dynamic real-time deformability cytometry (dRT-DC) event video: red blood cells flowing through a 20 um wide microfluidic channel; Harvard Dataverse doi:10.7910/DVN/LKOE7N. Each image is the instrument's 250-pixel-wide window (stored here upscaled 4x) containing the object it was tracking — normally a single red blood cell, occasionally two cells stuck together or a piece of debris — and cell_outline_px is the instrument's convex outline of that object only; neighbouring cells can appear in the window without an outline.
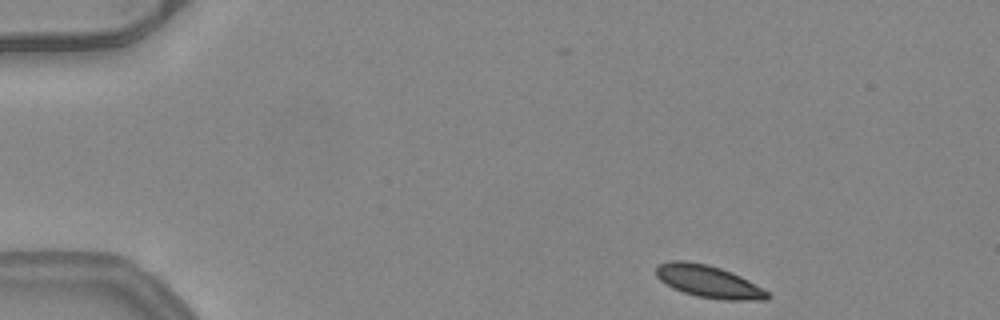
{"species": "common noctule bat (a hibernating species)", "species_latin": "Nyctalus noctula", "temperature_condition": "warm", "stored_images_in_passage": 45, "camera_frame_rate_fps": 3000, "um_per_image_px": 0.085, "animal": {"sex": "female", "body_mass_g": 24.6, "forearm_length_mm": 56.2}, "frame": {"image": 1, "passage_image": 1, "time_ms": 0.0, "image_size_px": [1000, 320], "cell_outline_px": [[772, 296], [768, 300], [724, 300], [696, 296], [672, 288], [660, 280], [656, 276], [656, 268], [660, 264], [672, 260], [688, 260], [708, 264], [732, 272], [748, 280], [768, 292]], "centroid_in_image_um": [60.23, 23.93], "position_along_channel_um": 24.8, "area_um2": 21.04}}
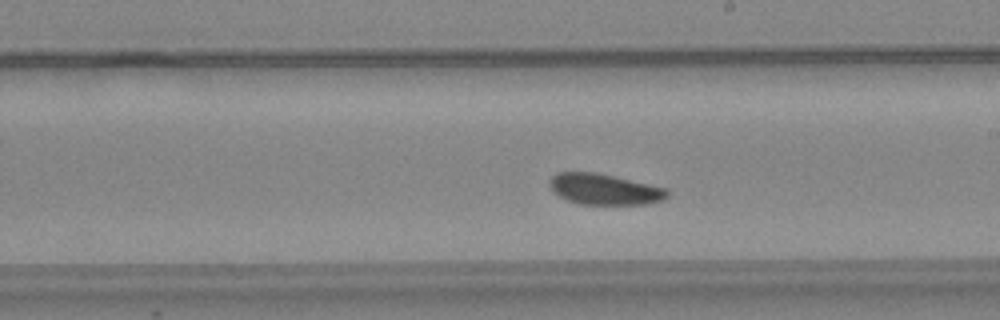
{"frame": {"image": 2, "passage_image": 24, "time_ms": 7.667, "image_size_px": [1000, 320], "cell_outline_px": [[668, 196], [664, 200], [648, 204], [580, 204], [568, 200], [552, 192], [548, 184], [548, 180], [556, 172], [596, 172], [668, 188]], "centroid_in_image_um": [51.36, 16.08], "position_along_channel_um": 237.6, "area_um2": 21.39}}
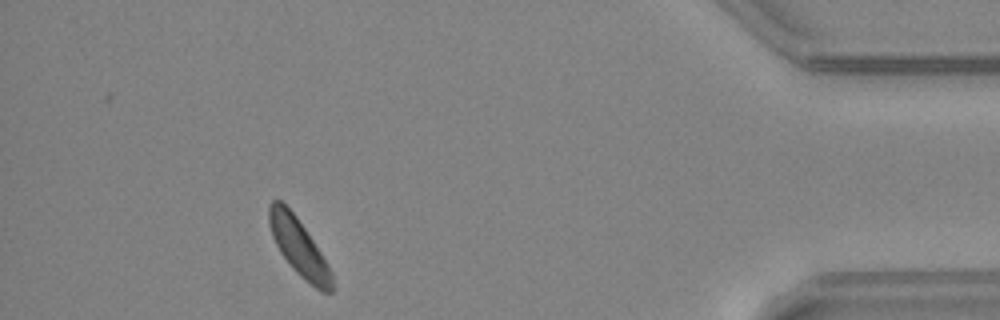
{"frame": {"image": 3, "passage_image": 41, "time_ms": 13.333, "image_size_px": [1000, 320], "cell_outline_px": [[332, 292], [320, 292], [300, 276], [292, 268], [280, 252], [272, 236], [268, 224], [268, 204], [272, 200], [280, 200], [296, 216], [320, 252], [332, 272]], "centroid_in_image_um": [25.37, 21.01], "position_along_channel_um": 409.8, "area_um2": 20.63}, "authors_computed_cell_mechanics": {"area_um2": 21.386, "velocity_mm_per_s": 3.9696, "shape_relaxation_time_tau1_ms": 2.7122, "shape_relaxation_time_tau2_ms": 8.1292, "deformation_change_tau1": 0.0602, "deformation_change_tau2": 0.1139}}